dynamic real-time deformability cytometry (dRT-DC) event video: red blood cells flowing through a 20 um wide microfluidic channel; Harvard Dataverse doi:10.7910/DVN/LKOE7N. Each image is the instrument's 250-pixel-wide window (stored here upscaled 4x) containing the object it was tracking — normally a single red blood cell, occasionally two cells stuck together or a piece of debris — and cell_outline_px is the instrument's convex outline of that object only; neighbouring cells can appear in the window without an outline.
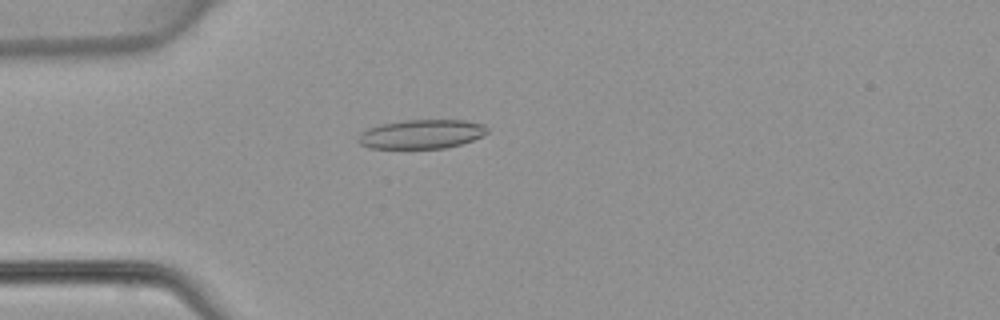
{"species": "common noctule bat (a hibernating species)", "species_latin": "Nyctalus noctula", "temperature_condition": "warm", "stored_images_in_passage": 37, "camera_frame_rate_fps": 3000, "um_per_image_px": 0.085, "animal": {"sex": "female", "body_mass_g": 22.7, "forearm_length_mm": 54.2}, "frame": {"image": 1, "passage_image": 3, "time_ms": 0.667, "image_size_px": [1000, 320], "cell_outline_px": [[488, 132], [472, 140], [460, 144], [444, 148], [372, 148], [360, 144], [356, 140], [360, 132], [368, 128], [380, 124], [404, 120], [464, 120], [484, 124], [488, 128]], "centroid_in_image_um": [35.8, 11.39], "position_along_channel_um": 49.2, "area_um2": 21.85}}
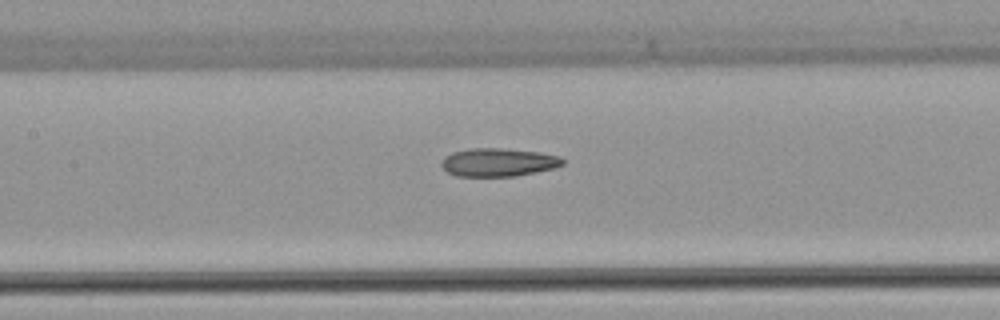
{"frame": {"image": 2, "passage_image": 12, "time_ms": 3.667, "image_size_px": [1000, 320], "cell_outline_px": [[564, 164], [556, 168], [516, 176], [456, 176], [448, 172], [440, 164], [444, 156], [452, 152], [468, 148], [504, 148], [540, 152], [560, 156], [564, 160]], "centroid_in_image_um": [42.37, 13.79], "position_along_channel_um": 165.0, "area_um2": 20.17}}
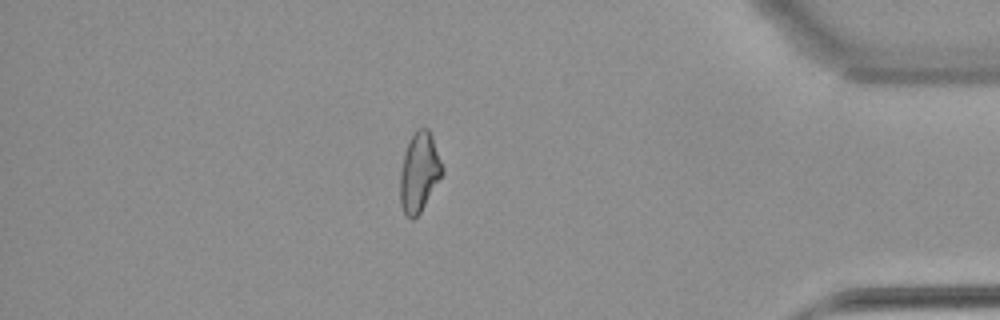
{"frame": {"image": 3, "passage_image": 31, "time_ms": 10.0, "image_size_px": [1000, 320], "cell_outline_px": [[444, 172], [420, 212], [412, 220], [404, 212], [400, 204], [400, 172], [404, 152], [416, 128], [428, 128], [432, 136], [444, 168]], "centroid_in_image_um": [35.64, 14.62], "position_along_channel_um": 399.6, "area_um2": 19.36}}